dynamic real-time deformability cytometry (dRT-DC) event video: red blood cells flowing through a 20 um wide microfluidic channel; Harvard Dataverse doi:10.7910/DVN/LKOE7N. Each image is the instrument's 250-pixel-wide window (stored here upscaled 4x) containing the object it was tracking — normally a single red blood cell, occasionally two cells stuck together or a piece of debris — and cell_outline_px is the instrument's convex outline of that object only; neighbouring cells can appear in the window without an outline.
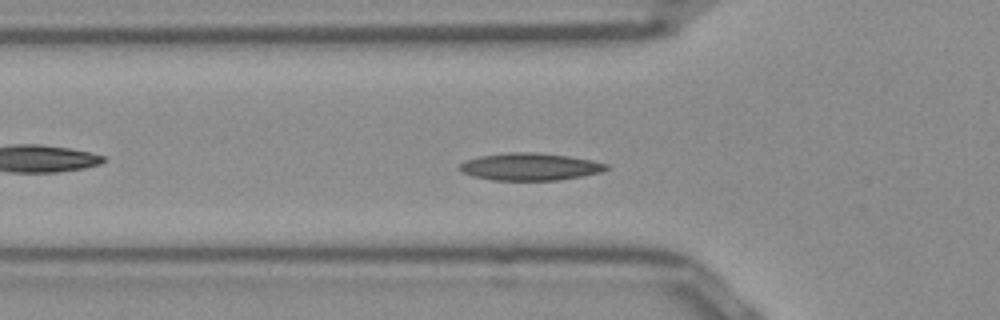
{"species": "Egyptian fruit bat (a non-hibernating species)", "species_latin": "Rousettus aegyptiacus", "temperature_condition": "room temperature", "stored_images_in_passage": 52, "camera_frame_rate_fps": 3000, "um_per_image_px": 0.085, "frame": {"image": 1, "passage_image": 16, "time_ms": 5.0, "image_size_px": [1000, 320], "cell_outline_px": [[608, 168], [600, 172], [560, 180], [492, 180], [472, 176], [464, 172], [460, 168], [460, 164], [464, 160], [480, 156], [512, 152], [532, 152], [568, 156], [592, 160], [608, 164]], "centroid_in_image_um": [45.04, 14.17], "position_along_channel_um": 80.8, "area_um2": 23.12}}
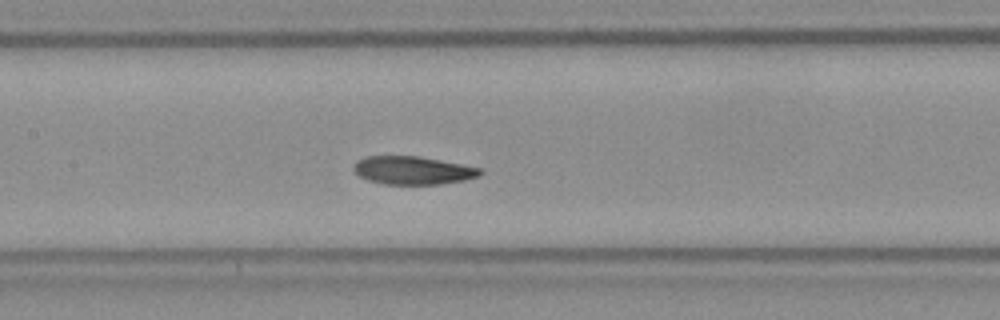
{"frame": {"image": 2, "passage_image": 23, "time_ms": 7.333, "image_size_px": [1000, 320], "cell_outline_px": [[484, 172], [480, 176], [464, 180], [440, 184], [384, 184], [368, 180], [360, 176], [352, 168], [356, 160], [368, 156], [416, 156], [440, 160], [484, 168]], "centroid_in_image_um": [35.13, 14.48], "position_along_channel_um": 172.3, "area_um2": 20.81}}
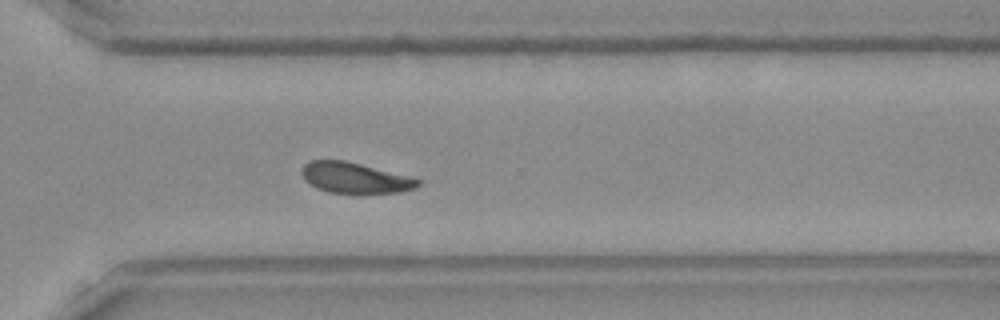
{"frame": {"image": 3, "passage_image": 36, "time_ms": 11.667, "image_size_px": [1000, 320], "cell_outline_px": [[420, 184], [416, 188], [400, 192], [328, 192], [316, 188], [304, 180], [300, 172], [304, 164], [312, 160], [344, 160], [408, 176], [420, 180]], "centroid_in_image_um": [30.12, 15.11], "position_along_channel_um": 340.5, "area_um2": 20.4}, "authors_computed_cell_mechanics": {"area_um2": 21.1548, "velocity_mm_per_s": 3.884, "shape_relaxation_time_tau1_ms": 7.7372, "shape_relaxation_time_tau2_ms": 2.648, "deformation_change_tau1": 0.2043, "deformation_change_tau2": 0.0783}}